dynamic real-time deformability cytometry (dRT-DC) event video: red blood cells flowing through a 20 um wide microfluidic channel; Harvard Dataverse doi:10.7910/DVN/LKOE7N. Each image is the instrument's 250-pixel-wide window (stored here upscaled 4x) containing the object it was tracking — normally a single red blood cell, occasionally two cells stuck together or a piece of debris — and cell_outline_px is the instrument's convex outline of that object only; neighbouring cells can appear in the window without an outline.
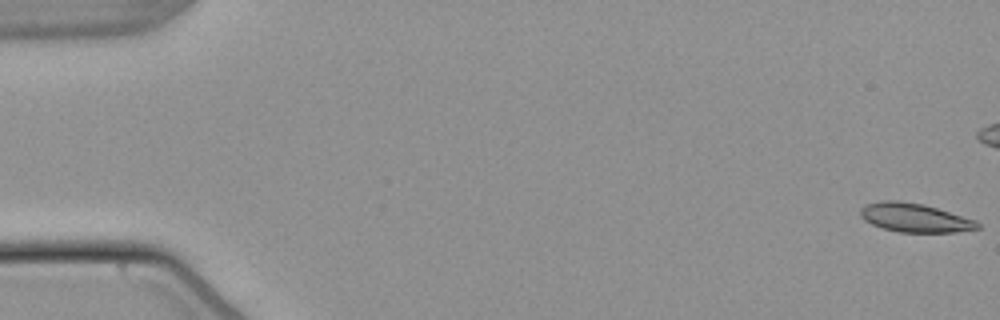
{"species": "common noctule bat (a hibernating species)", "species_latin": "Nyctalus noctula", "temperature_condition": "warm", "stored_images_in_passage": 55, "camera_frame_rate_fps": 3000, "um_per_image_px": 0.085, "animal": {"sex": "male", "body_mass_g": 21.5, "forearm_length_mm": 52.0}, "frame": {"image": 1, "passage_image": 1, "time_ms": 0.0, "image_size_px": [1000, 320], "cell_outline_px": [[980, 228], [956, 232], [900, 232], [884, 228], [872, 224], [864, 220], [860, 216], [860, 208], [864, 204], [884, 200], [896, 200], [924, 204], [976, 220], [980, 224]], "centroid_in_image_um": [77.74, 18.5], "position_along_channel_um": 7.3, "area_um2": 19.65}}
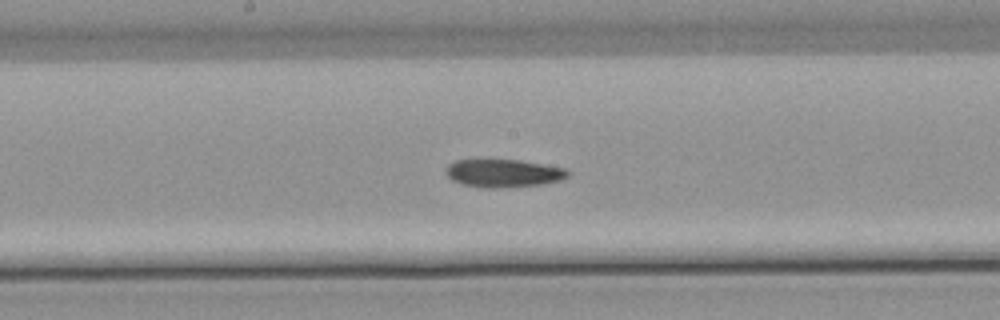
{"frame": {"image": 2, "passage_image": 29, "time_ms": 9.333, "image_size_px": [1000, 320], "cell_outline_px": [[568, 176], [560, 180], [540, 184], [508, 188], [488, 188], [464, 184], [452, 180], [444, 172], [444, 168], [448, 164], [456, 160], [520, 160], [568, 168]], "centroid_in_image_um": [42.78, 14.72], "position_along_channel_um": 205.4, "area_um2": 19.94}}
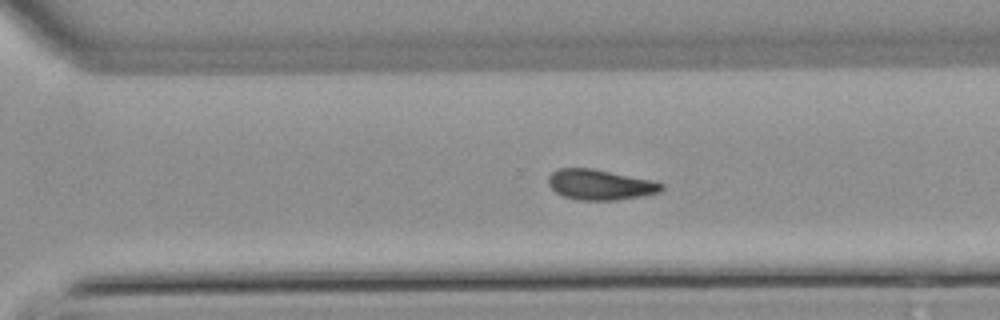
{"frame": {"image": 3, "passage_image": 38, "time_ms": 12.333, "image_size_px": [1000, 320], "cell_outline_px": [[664, 188], [660, 192], [644, 196], [616, 200], [580, 200], [564, 196], [556, 192], [548, 184], [548, 176], [552, 172], [560, 168], [592, 168], [648, 180], [664, 184]], "centroid_in_image_um": [50.99, 15.7], "position_along_channel_um": 319.6, "area_um2": 19.83}}